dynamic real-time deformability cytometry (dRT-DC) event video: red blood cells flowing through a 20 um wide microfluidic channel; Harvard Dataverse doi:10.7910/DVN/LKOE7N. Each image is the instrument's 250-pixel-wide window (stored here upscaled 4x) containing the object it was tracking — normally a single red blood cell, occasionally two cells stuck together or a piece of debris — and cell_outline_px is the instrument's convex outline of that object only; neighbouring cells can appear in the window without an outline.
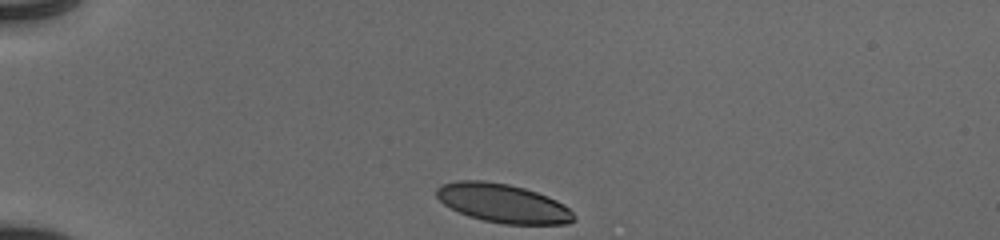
{"species": "human", "species_latin": "Homo sapiens", "temperature_condition": "cold", "stored_images_in_passage": 41, "camera_frame_rate_fps": 3000, "um_per_image_px": 0.085, "donor": {"sex": "male"}, "frame": {"image": 1, "passage_image": 1, "time_ms": 0.0, "image_size_px": [1000, 240], "cell_outline_px": [[576, 220], [568, 224], [504, 224], [484, 220], [468, 216], [444, 204], [436, 196], [436, 188], [440, 184], [456, 180], [484, 180], [508, 184], [524, 188], [548, 196], [564, 204], [576, 216]], "centroid_in_image_um": [42.75, 17.27], "position_along_channel_um": 42.2, "area_um2": 31.15}}
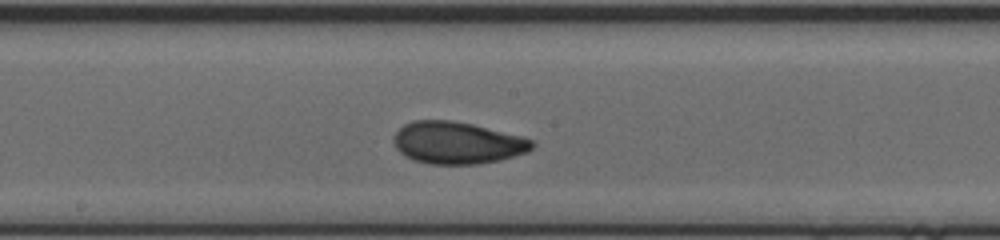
{"frame": {"image": 2, "passage_image": 18, "time_ms": 5.667, "image_size_px": [1000, 240], "cell_outline_px": [[536, 144], [528, 152], [500, 160], [476, 164], [432, 164], [412, 160], [404, 156], [396, 148], [392, 140], [392, 136], [404, 124], [412, 120], [452, 120], [472, 124], [524, 136], [532, 140]], "centroid_in_image_um": [38.86, 12.13], "position_along_channel_um": 209.3, "area_um2": 34.28}}
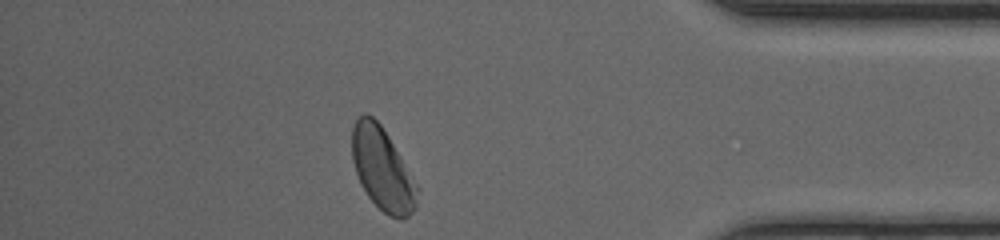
{"frame": {"image": 3, "passage_image": 35, "time_ms": 11.333, "image_size_px": [1000, 240], "cell_outline_px": [[420, 192], [416, 208], [404, 220], [400, 220], [388, 216], [368, 196], [360, 184], [352, 160], [352, 128], [356, 120], [364, 112], [372, 116], [380, 124], [388, 136], [420, 188]], "centroid_in_image_um": [32.53, 14.41], "position_along_channel_um": 402.7, "area_um2": 31.5}, "authors_computed_cell_mechanics": {"area_um2": 32.4258, "velocity_mm_per_s": 3.8817, "shape_relaxation_time_tau1_ms": 2.9085, "shape_relaxation_time_tau2_ms": 1.6158, "deformation_change_tau1": 0.1189, "deformation_change_tau2": 0.0613}}